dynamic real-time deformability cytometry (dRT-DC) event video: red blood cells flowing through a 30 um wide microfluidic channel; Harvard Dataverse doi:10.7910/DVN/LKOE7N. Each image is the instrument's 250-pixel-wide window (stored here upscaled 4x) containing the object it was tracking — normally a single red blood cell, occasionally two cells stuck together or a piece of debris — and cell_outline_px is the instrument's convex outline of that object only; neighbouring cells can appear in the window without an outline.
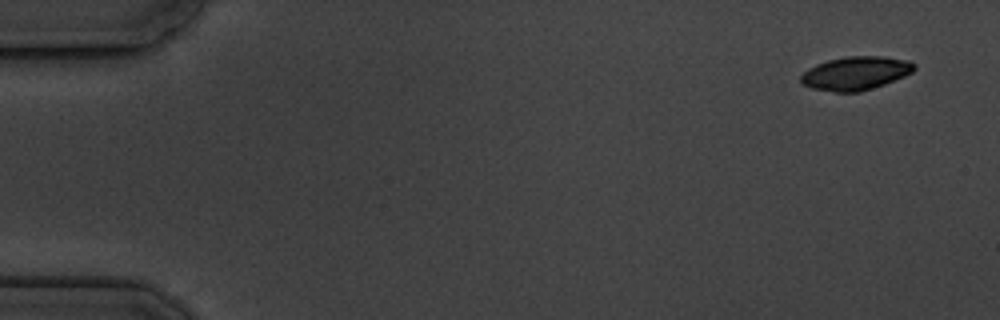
{"species": "common noctule bat (a hibernating species)", "species_latin": "Nyctalus noctula", "temperature_condition": "cold", "stored_images_in_passage": 4, "camera_frame_rate_fps": 3000, "um_per_image_px": 0.085, "animal": {"sex": "male", "body_mass_g": 19.5, "forearm_length_mm": 54.6}, "frame": {"image": 1, "passage_image": 1, "time_ms": 0.0, "image_size_px": [1000, 320], "cell_outline_px": [[916, 68], [912, 72], [904, 76], [884, 84], [860, 92], [836, 92], [812, 88], [804, 84], [800, 80], [800, 76], [808, 68], [816, 64], [828, 60], [848, 56], [884, 56], [908, 60], [916, 64]], "centroid_in_image_um": [72.74, 6.22], "position_along_channel_um": 12.3, "area_um2": 22.08}}
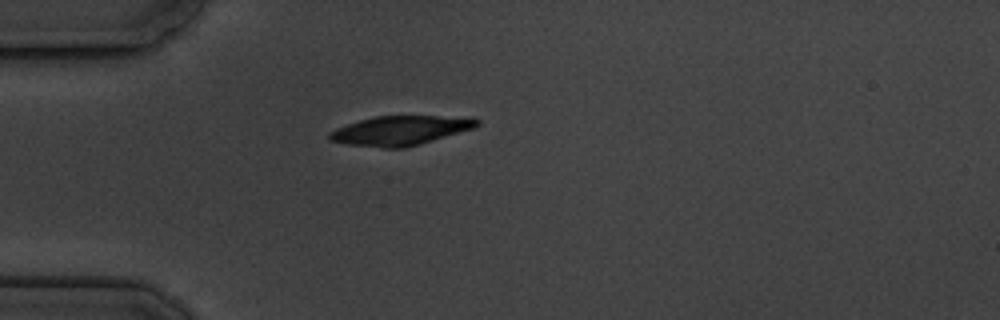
{"frame": {"image": 2, "passage_image": 4, "time_ms": 4.333, "image_size_px": [1000, 320], "cell_outline_px": [[480, 124], [472, 128], [420, 144], [404, 148], [384, 148], [348, 144], [328, 140], [328, 132], [336, 128], [360, 120], [376, 116], [472, 116], [480, 120]], "centroid_in_image_um": [34.04, 11.08], "position_along_channel_um": 51.0, "area_um2": 25.2}}